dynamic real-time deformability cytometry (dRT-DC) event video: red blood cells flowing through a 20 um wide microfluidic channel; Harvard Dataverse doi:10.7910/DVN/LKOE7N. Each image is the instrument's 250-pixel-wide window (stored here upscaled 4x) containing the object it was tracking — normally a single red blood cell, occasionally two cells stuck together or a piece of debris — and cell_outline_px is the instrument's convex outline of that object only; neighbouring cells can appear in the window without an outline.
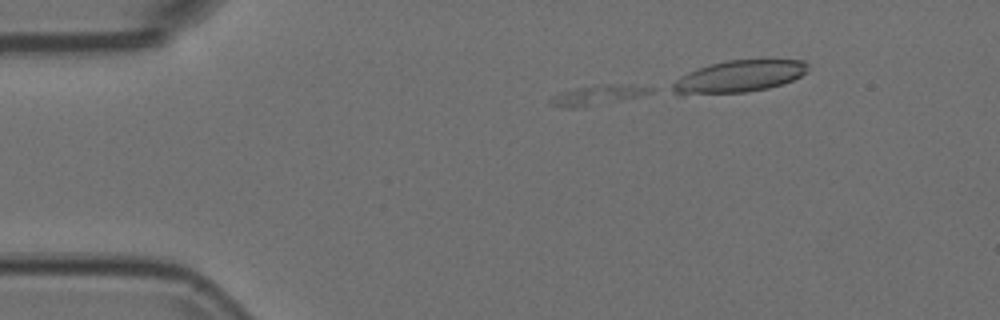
{"species": "Egyptian fruit bat (a non-hibernating species)", "species_latin": "Rousettus aegyptiacus", "temperature_condition": "room temperature", "stored_images_in_passage": 10, "camera_frame_rate_fps": 3000, "um_per_image_px": 0.085, "animal": {"sex": "female"}, "frame": {"image": 1, "passage_image": 1, "time_ms": 0.0, "image_size_px": [1000, 320], "cell_outline_px": [[656, 88], [652, 92], [620, 100], [576, 108], [564, 108], [548, 104], [548, 100], [564, 92], [580, 88], [604, 84], [612, 84]], "centroid_in_image_um": [50.76, 8.1], "position_along_channel_um": 34.2, "area_um2": 10.87}}
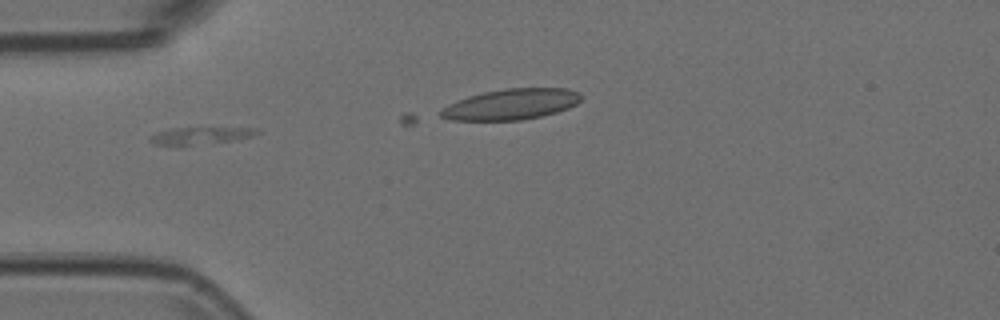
{"frame": {"image": 2, "passage_image": 7, "time_ms": 2.0, "image_size_px": [1000, 320], "cell_outline_px": [[260, 132], [252, 136], [180, 148], [156, 144], [148, 140], [152, 136], [160, 132], [172, 128], [256, 128]], "centroid_in_image_um": [16.95, 11.57], "position_along_channel_um": 68.0, "area_um2": 10.69}}